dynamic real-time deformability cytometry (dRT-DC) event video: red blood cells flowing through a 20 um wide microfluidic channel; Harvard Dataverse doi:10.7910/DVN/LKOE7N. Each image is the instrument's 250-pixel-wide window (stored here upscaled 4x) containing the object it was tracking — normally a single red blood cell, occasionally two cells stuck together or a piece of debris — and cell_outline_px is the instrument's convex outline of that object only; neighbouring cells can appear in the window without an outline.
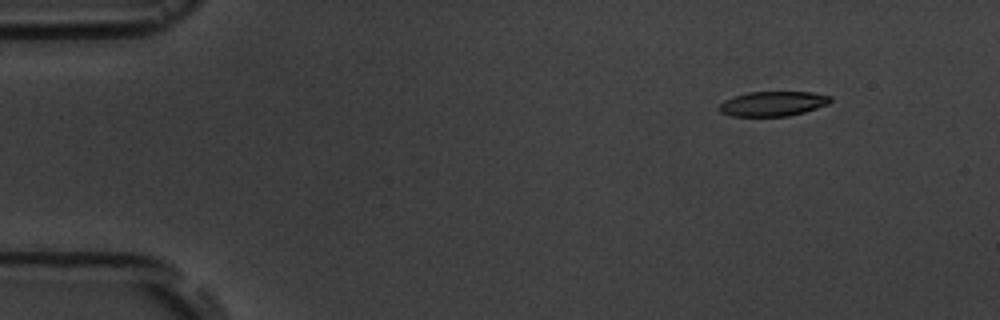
{"species": "common noctule bat (a hibernating species)", "species_latin": "Nyctalus noctula", "temperature_condition": "room temperature", "stored_images_in_passage": 6, "camera_frame_rate_fps": 3000, "um_per_image_px": 0.085, "animal": {"sex": "male", "body_mass_g": 19.5, "forearm_length_mm": 54.6}, "frame": {"image": 1, "passage_image": 1, "time_ms": 0.0, "image_size_px": [1000, 320], "cell_outline_px": [[832, 100], [828, 104], [804, 112], [788, 116], [732, 116], [720, 112], [720, 104], [724, 100], [748, 92], [812, 92], [832, 96]], "centroid_in_image_um": [65.72, 8.81], "position_along_channel_um": 19.3, "area_um2": 15.95}}
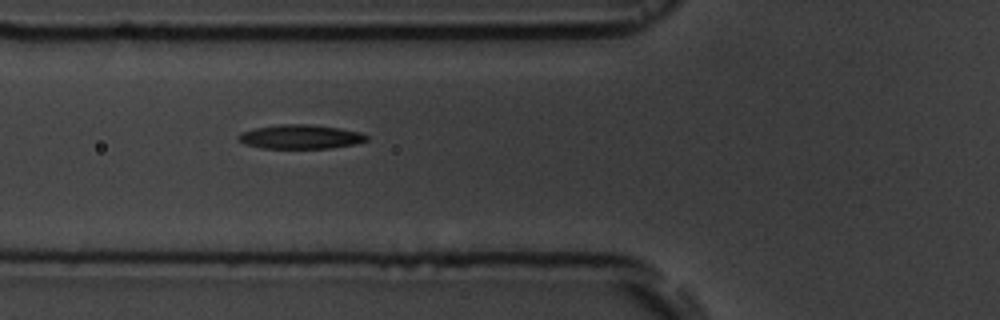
{"frame": {"image": 2, "passage_image": 5, "time_ms": 4.667, "image_size_px": [1000, 320], "cell_outline_px": [[368, 140], [356, 144], [328, 148], [260, 148], [244, 144], [236, 136], [240, 132], [252, 128], [276, 124], [308, 124], [340, 128], [360, 132], [368, 136]], "centroid_in_image_um": [25.5, 11.62], "position_along_channel_um": 100.3, "area_um2": 18.21}}
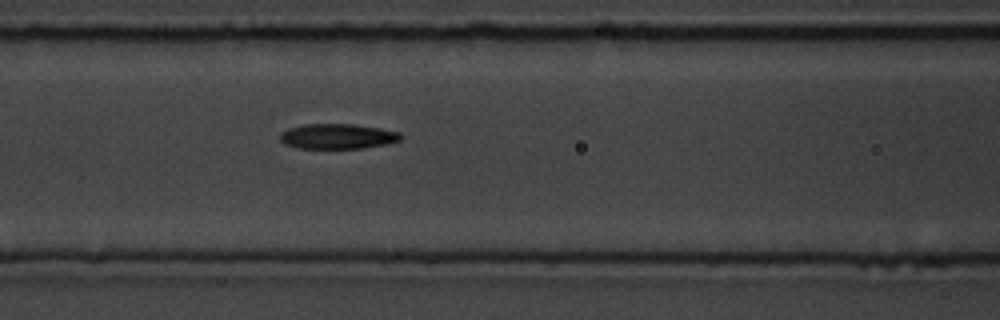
{"frame": {"image": 3, "passage_image": 6, "time_ms": 5.667, "image_size_px": [1000, 320], "cell_outline_px": [[404, 136], [400, 140], [388, 144], [364, 148], [296, 148], [284, 144], [280, 140], [280, 132], [288, 128], [304, 124], [352, 124], [380, 128], [400, 132]], "centroid_in_image_um": [28.7, 11.59], "position_along_channel_um": 137.9, "area_um2": 17.86}}